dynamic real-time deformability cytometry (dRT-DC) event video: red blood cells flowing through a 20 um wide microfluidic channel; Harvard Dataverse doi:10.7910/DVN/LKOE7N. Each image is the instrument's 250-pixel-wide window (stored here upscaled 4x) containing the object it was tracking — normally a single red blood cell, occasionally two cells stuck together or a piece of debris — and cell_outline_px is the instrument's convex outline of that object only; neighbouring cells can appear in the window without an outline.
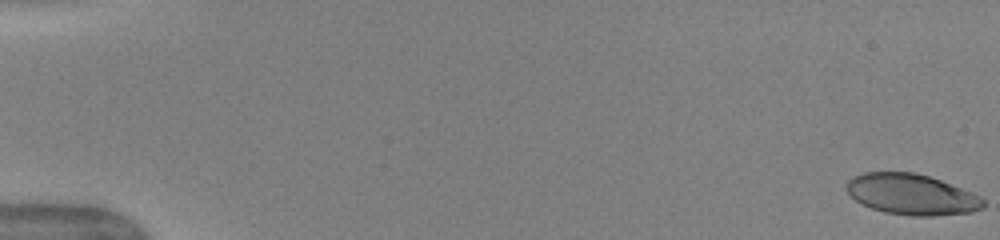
{"species": "human", "species_latin": "Homo sapiens", "temperature_condition": "warm", "stored_images_in_passage": 51, "camera_frame_rate_fps": 3000, "um_per_image_px": 0.085, "donor": {"sex": "female"}, "frame": {"image": 1, "passage_image": 1, "time_ms": 0.0, "image_size_px": [1000, 240], "cell_outline_px": [[984, 208], [972, 212], [932, 216], [912, 216], [884, 212], [860, 204], [844, 188], [848, 180], [852, 176], [864, 172], [916, 172], [940, 180], [980, 196], [984, 200]], "centroid_in_image_um": [77.45, 16.52], "position_along_channel_um": 7.5, "area_um2": 32.54}}
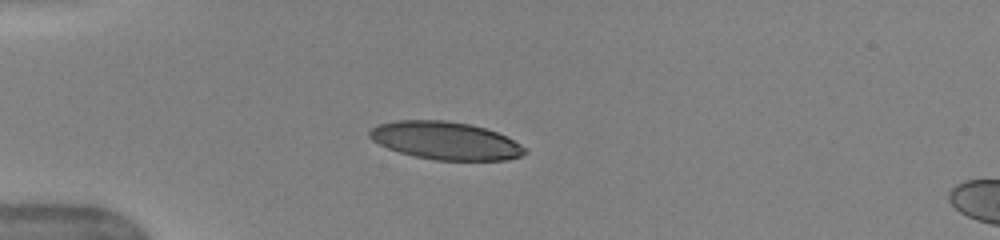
{"frame": {"image": 2, "passage_image": 15, "time_ms": 4.667, "image_size_px": [1000, 240], "cell_outline_px": [[528, 152], [520, 156], [508, 160], [436, 160], [416, 156], [400, 152], [388, 148], [372, 140], [368, 136], [368, 132], [376, 124], [396, 120], [444, 120], [472, 124], [496, 132], [528, 148]], "centroid_in_image_um": [37.86, 11.95], "position_along_channel_um": 47.1, "area_um2": 34.22}}
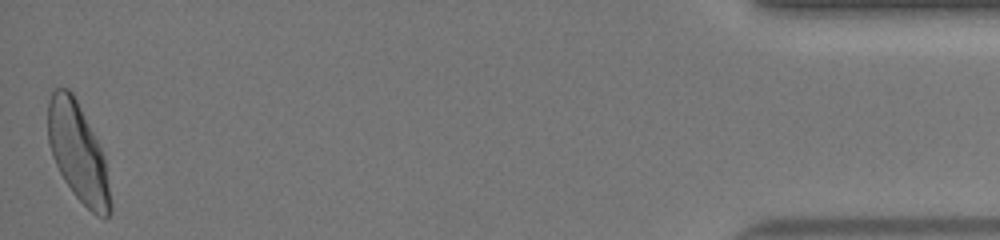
{"frame": {"image": 3, "passage_image": 51, "time_ms": 16.667, "image_size_px": [1000, 240], "cell_outline_px": [[112, 212], [108, 216], [96, 216], [72, 192], [64, 180], [52, 156], [48, 144], [48, 100], [52, 92], [56, 88], [68, 88], [72, 92], [104, 156], [112, 208]], "centroid_in_image_um": [6.61, 12.97], "position_along_channel_um": 428.6, "area_um2": 35.14}, "authors_computed_cell_mechanics": {"area_um2": 34.8534, "velocity_mm_per_s": 4.0395, "shape_relaxation_time_tau1_ms": 3.6071, "shape_relaxation_time_tau2_ms": 0.7185, "deformation_change_tau1": 0.1675, "deformation_change_tau2": 0.0636}}